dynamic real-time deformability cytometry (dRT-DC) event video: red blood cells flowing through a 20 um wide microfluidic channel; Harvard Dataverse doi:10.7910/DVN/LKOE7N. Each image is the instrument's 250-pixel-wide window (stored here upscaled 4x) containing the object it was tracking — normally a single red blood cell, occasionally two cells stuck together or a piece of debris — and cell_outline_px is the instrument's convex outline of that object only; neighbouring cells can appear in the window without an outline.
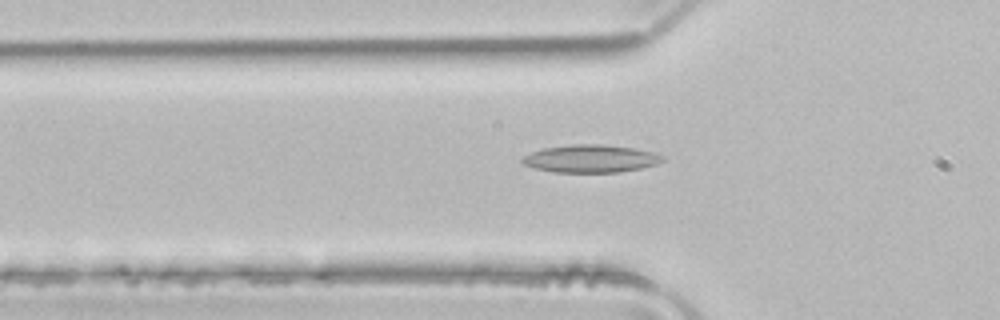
{"species": "common noctule bat (a hibernating species)", "species_latin": "Nyctalus noctula", "temperature_condition": "room temperature", "stored_images_in_passage": 51, "camera_frame_rate_fps": 3000, "um_per_image_px": 0.085, "animal": {"sex": "male", "body_mass_g": 21.5, "forearm_length_mm": 52.0}, "frame": {"image": 1, "passage_image": 17, "time_ms": 5.333, "image_size_px": [1000, 320], "cell_outline_px": [[664, 160], [656, 164], [640, 168], [620, 172], [556, 172], [536, 168], [524, 164], [520, 160], [524, 156], [532, 152], [544, 148], [572, 144], [600, 144], [632, 148], [652, 152], [664, 156]], "centroid_in_image_um": [50.21, 13.48], "position_along_channel_um": 75.6, "area_um2": 22.37}}
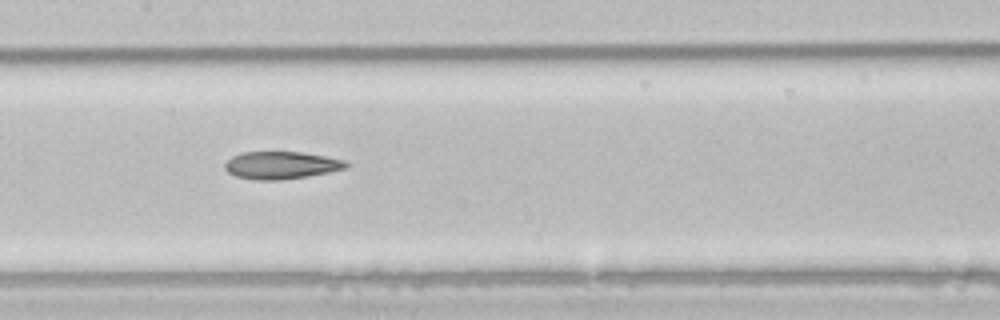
{"frame": {"image": 2, "passage_image": 25, "time_ms": 8.0, "image_size_px": [1000, 320], "cell_outline_px": [[352, 164], [348, 168], [308, 176], [280, 180], [256, 180], [236, 176], [228, 172], [224, 168], [224, 164], [232, 156], [240, 152], [300, 152], [324, 156], [344, 160]], "centroid_in_image_um": [23.91, 14.04], "position_along_channel_um": 183.5, "area_um2": 19.48}}
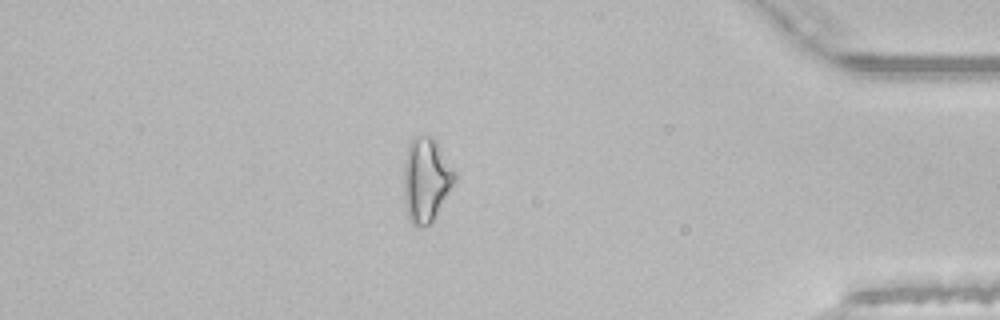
{"frame": {"image": 3, "passage_image": 44, "time_ms": 14.333, "image_size_px": [1000, 320], "cell_outline_px": [[456, 180], [432, 220], [428, 224], [420, 228], [416, 228], [408, 220], [404, 200], [404, 160], [408, 144], [416, 136], [432, 136], [436, 140], [456, 172]], "centroid_in_image_um": [36.2, 15.27], "position_along_channel_um": 399.0, "area_um2": 25.03}, "authors_computed_cell_mechanics": {"area_um2": 21.9062, "velocity_mm_per_s": 4.0095, "shape_relaxation_time_tau1_ms": null, "shape_relaxation_time_tau2_ms": 9.4389, "deformation_change_tau1": null, "deformation_change_tau2": 0.2436}}